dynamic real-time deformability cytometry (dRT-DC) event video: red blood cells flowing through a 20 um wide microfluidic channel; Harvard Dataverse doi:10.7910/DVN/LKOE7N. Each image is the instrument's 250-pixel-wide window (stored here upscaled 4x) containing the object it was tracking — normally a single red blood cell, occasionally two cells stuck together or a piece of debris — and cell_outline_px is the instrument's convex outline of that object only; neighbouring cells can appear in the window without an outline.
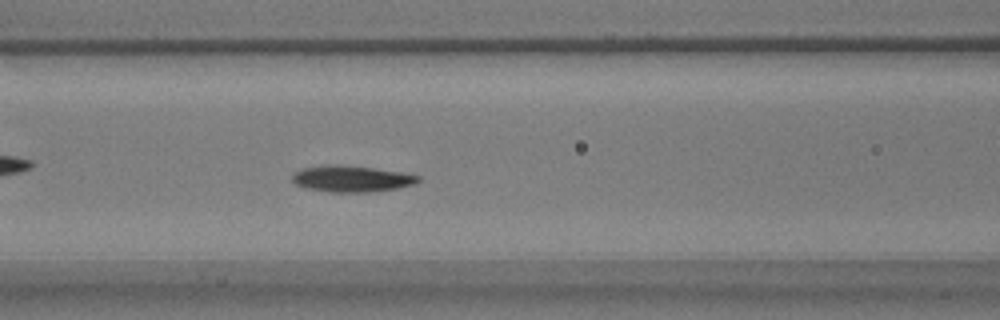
{"species": "common noctule bat (a hibernating species)", "species_latin": "Nyctalus noctula", "temperature_condition": "warm", "stored_images_in_passage": 52, "camera_frame_rate_fps": 3000, "um_per_image_px": 0.085, "animal": {"sex": "male", "body_mass_g": 17.9}, "frame": {"image": 1, "passage_image": 20, "time_ms": 6.333, "image_size_px": [1000, 320], "cell_outline_px": [[420, 180], [412, 184], [396, 188], [368, 192], [328, 192], [308, 188], [296, 184], [292, 180], [292, 176], [296, 172], [304, 168], [372, 168], [400, 172], [420, 176]], "centroid_in_image_um": [29.94, 15.26], "position_along_channel_um": 136.7, "area_um2": 17.86}}
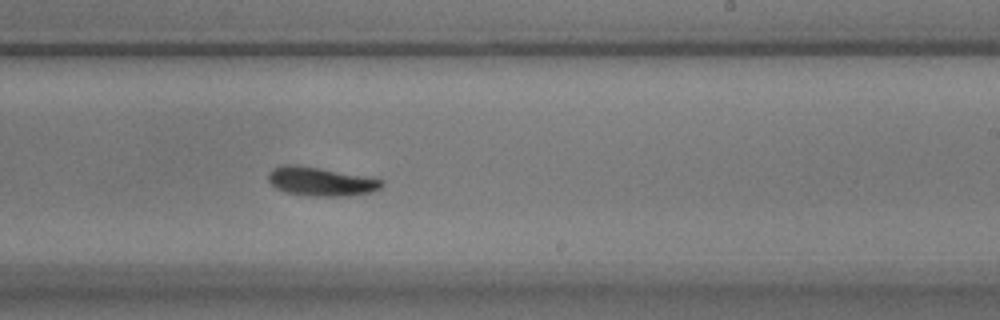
{"frame": {"image": 2, "passage_image": 30, "time_ms": 9.667, "image_size_px": [1000, 320], "cell_outline_px": [[384, 184], [380, 188], [372, 192], [348, 196], [312, 196], [284, 192], [276, 188], [268, 180], [268, 172], [272, 168], [280, 164], [296, 164], [364, 176], [384, 180]], "centroid_in_image_um": [27.23, 15.42], "position_along_channel_um": 261.8, "area_um2": 19.13}}
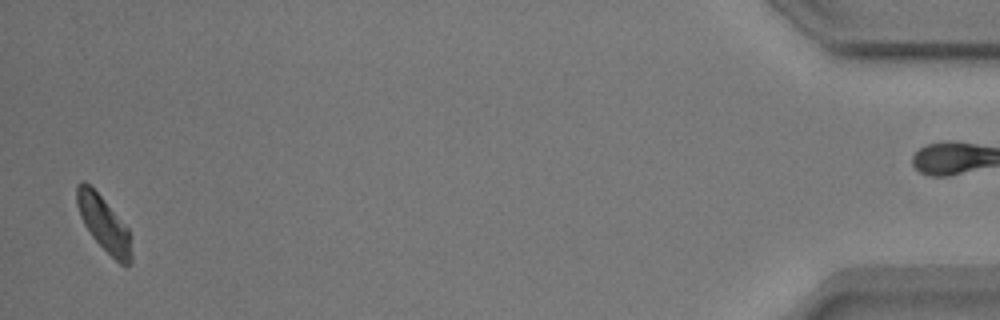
{"frame": {"image": 3, "passage_image": 50, "time_ms": 16.333, "image_size_px": [1000, 320], "cell_outline_px": [[132, 260], [128, 264], [120, 264], [92, 236], [84, 224], [80, 216], [76, 204], [76, 184], [84, 180], [100, 196], [128, 228], [132, 256]], "centroid_in_image_um": [8.8, 18.99], "position_along_channel_um": 426.4, "area_um2": 16.99}, "authors_computed_cell_mechanics": {"area_um2": 18.3226, "velocity_mm_per_s": 3.7684, "shape_relaxation_time_tau1_ms": 2.1537, "shape_relaxation_time_tau2_ms": 4.2013, "deformation_change_tau1": 0.1408, "deformation_change_tau2": 0.1046}}